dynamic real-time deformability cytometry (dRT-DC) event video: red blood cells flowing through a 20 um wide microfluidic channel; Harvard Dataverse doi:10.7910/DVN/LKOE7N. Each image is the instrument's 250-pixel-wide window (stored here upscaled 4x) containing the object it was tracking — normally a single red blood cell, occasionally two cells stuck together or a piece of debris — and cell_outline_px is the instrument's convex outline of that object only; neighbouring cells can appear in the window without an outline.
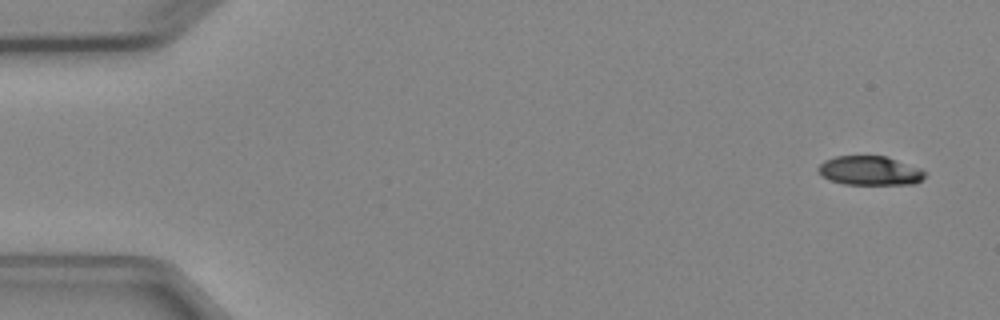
{"species": "Egyptian fruit bat (a non-hibernating species)", "species_latin": "Rousettus aegyptiacus", "temperature_condition": "cold", "stored_images_in_passage": 7, "camera_frame_rate_fps": 3000, "um_per_image_px": 0.085, "animal": {"sex": "female"}, "frame": {"image": 1, "passage_image": 1, "time_ms": 0.0, "image_size_px": [1000, 320], "cell_outline_px": [[924, 176], [916, 184], [844, 184], [828, 180], [816, 168], [824, 160], [836, 156], [888, 156], [920, 168], [924, 172]], "centroid_in_image_um": [73.92, 14.5], "position_along_channel_um": 11.1, "area_um2": 18.09}}
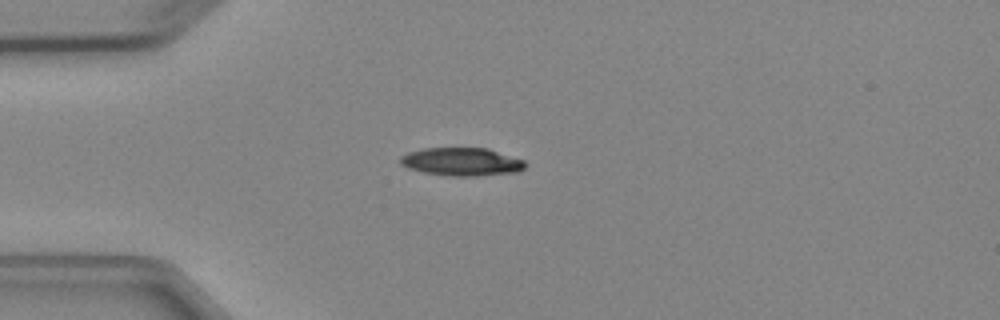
{"frame": {"image": 2, "passage_image": 3, "time_ms": 3.667, "image_size_px": [1000, 320], "cell_outline_px": [[528, 164], [524, 168], [516, 172], [476, 176], [452, 176], [424, 172], [408, 168], [400, 164], [400, 156], [408, 152], [424, 148], [488, 148], [524, 160]], "centroid_in_image_um": [39.25, 13.74], "position_along_channel_um": 45.8, "area_um2": 20.46}}